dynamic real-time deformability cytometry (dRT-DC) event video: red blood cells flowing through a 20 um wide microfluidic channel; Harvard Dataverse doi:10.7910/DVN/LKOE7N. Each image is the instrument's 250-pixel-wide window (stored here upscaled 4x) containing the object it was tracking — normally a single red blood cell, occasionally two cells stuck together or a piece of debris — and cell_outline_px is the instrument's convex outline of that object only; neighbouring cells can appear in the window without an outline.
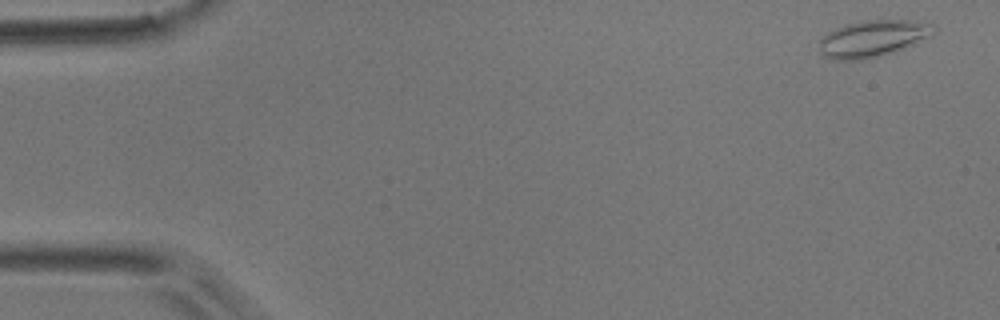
{"species": "common noctule bat (a hibernating species)", "species_latin": "Nyctalus noctula", "temperature_condition": "room temperature", "stored_images_in_passage": 5, "camera_frame_rate_fps": 3000, "um_per_image_px": 0.085, "animal": {"sex": "male", "body_mass_g": 17.9}, "frame": {"image": 1, "passage_image": 1, "time_ms": 0.0, "image_size_px": [1000, 320], "cell_outline_px": [[936, 28], [932, 36], [896, 52], [880, 56], [860, 60], [832, 60], [824, 56], [820, 52], [820, 40], [828, 32], [844, 24], [860, 20], [916, 20], [936, 24]], "centroid_in_image_um": [74.23, 3.27], "position_along_channel_um": 10.8, "area_um2": 24.91}}